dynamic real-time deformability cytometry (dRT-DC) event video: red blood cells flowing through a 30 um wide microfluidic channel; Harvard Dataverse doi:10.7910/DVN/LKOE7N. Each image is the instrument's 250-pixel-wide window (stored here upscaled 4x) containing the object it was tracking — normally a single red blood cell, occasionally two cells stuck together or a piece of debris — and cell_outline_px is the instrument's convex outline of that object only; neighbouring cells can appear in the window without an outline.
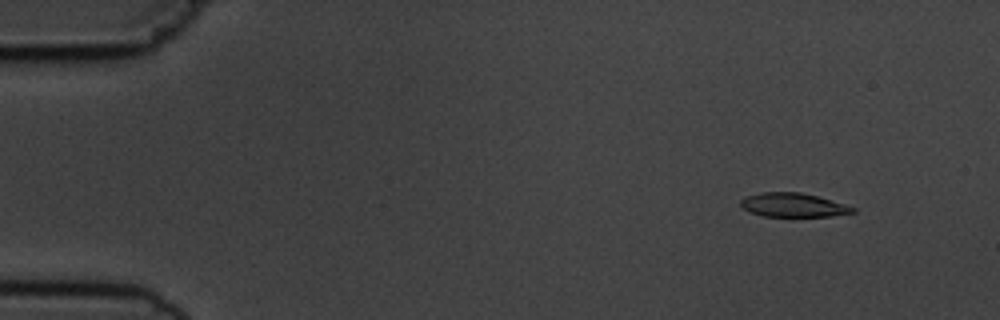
{"species": "common noctule bat (a hibernating species)", "species_latin": "Nyctalus noctula", "temperature_condition": "cold", "stored_images_in_passage": 5, "camera_frame_rate_fps": 3000, "um_per_image_px": 0.085, "animal": {"sex": "male", "body_mass_g": 19.5, "forearm_length_mm": 54.6}, "frame": {"image": 1, "passage_image": 2, "time_ms": 1.0, "image_size_px": [1000, 320], "cell_outline_px": [[856, 212], [832, 216], [792, 220], [764, 216], [748, 212], [740, 204], [740, 200], [748, 196], [760, 192], [800, 192], [816, 196], [844, 204], [856, 208]], "centroid_in_image_um": [67.42, 17.49], "position_along_channel_um": 17.6, "area_um2": 16.47}}